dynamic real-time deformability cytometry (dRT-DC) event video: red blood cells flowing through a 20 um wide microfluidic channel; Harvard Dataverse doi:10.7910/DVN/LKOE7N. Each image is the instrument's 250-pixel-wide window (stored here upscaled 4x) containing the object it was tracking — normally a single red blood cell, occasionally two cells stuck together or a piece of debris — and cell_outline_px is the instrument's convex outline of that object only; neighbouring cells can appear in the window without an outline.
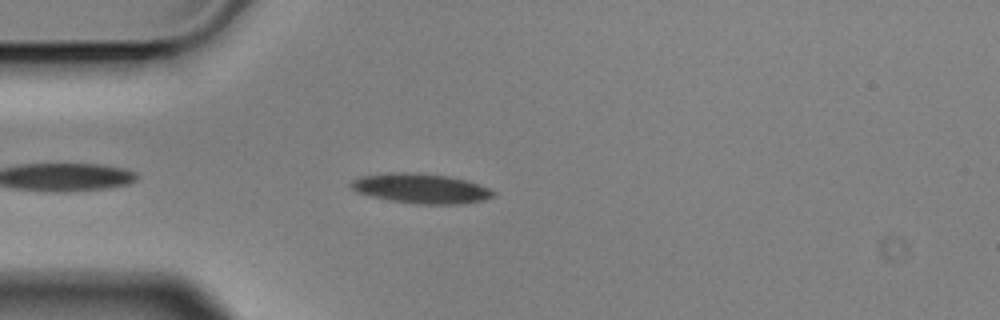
{"species": "Egyptian fruit bat (a non-hibernating species)", "species_latin": "Rousettus aegyptiacus", "temperature_condition": "cold", "stored_images_in_passage": 1, "camera_frame_rate_fps": 3000, "um_per_image_px": 0.085, "animal": {"sex": "male"}, "frame": {"image": 1, "passage_image": 1, "time_ms": 0.0, "image_size_px": [1000, 320], "cell_outline_px": [[496, 196], [484, 200], [460, 204], [420, 204], [392, 200], [372, 196], [356, 192], [348, 184], [352, 180], [360, 176], [388, 172], [416, 172], [452, 176], [468, 180], [480, 184], [496, 192]], "centroid_in_image_um": [35.81, 16.0], "position_along_channel_um": 49.2, "area_um2": 25.03}}